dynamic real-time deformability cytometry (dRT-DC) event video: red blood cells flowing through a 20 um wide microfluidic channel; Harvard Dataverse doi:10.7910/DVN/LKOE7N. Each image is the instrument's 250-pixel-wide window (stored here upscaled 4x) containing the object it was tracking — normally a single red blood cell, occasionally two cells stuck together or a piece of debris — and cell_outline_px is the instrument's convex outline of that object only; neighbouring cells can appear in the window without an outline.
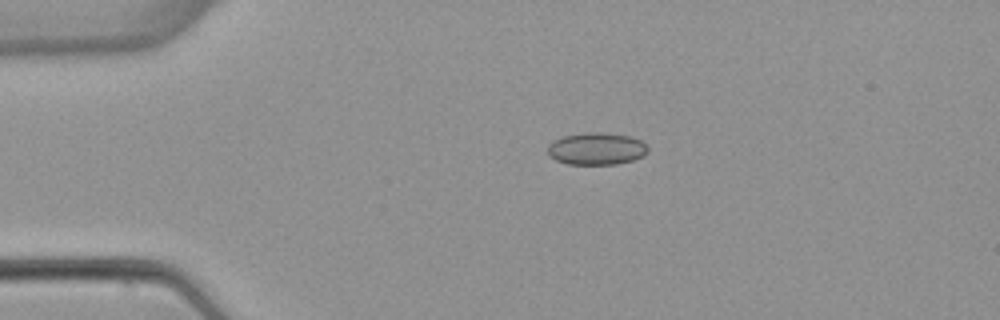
{"species": "common noctule bat (a hibernating species)", "species_latin": "Nyctalus noctula", "temperature_condition": "warm", "stored_images_in_passage": 4, "camera_frame_rate_fps": 3000, "um_per_image_px": 0.085, "animal": {"sex": "female", "body_mass_g": 22.7, "forearm_length_mm": 54.2}, "frame": {"image": 1, "passage_image": 3, "time_ms": 3.0, "image_size_px": [1000, 320], "cell_outline_px": [[648, 152], [644, 156], [632, 160], [616, 164], [568, 164], [556, 160], [548, 156], [548, 144], [564, 136], [588, 132], [604, 132], [632, 136], [640, 140], [648, 148]], "centroid_in_image_um": [50.72, 12.64], "position_along_channel_um": 34.3, "area_um2": 18.84}}